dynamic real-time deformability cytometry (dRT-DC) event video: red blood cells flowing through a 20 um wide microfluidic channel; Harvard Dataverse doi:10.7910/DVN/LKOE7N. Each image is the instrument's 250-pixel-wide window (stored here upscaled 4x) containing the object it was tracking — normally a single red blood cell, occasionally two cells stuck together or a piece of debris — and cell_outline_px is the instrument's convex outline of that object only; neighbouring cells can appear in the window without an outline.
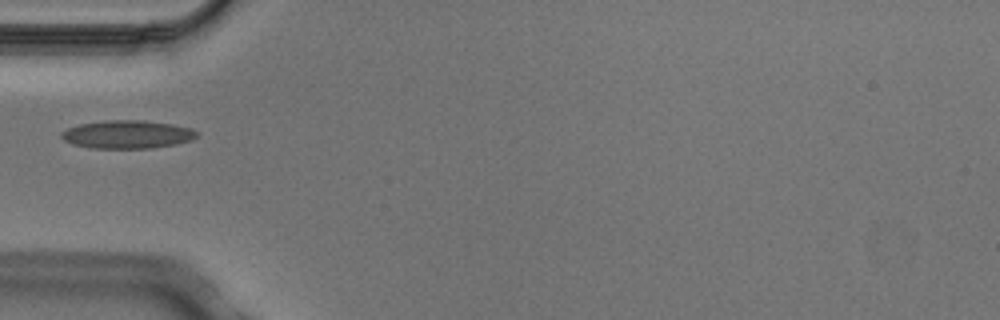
{"species": "Egyptian fruit bat (a non-hibernating species)", "species_latin": "Rousettus aegyptiacus", "temperature_condition": "cold", "stored_images_in_passage": 7, "camera_frame_rate_fps": 3000, "um_per_image_px": 0.085, "animal": {"sex": "male"}, "frame": {"image": 1, "passage_image": 3, "time_ms": 0.667, "image_size_px": [1000, 320], "cell_outline_px": [[200, 132], [192, 140], [176, 144], [152, 148], [88, 148], [72, 144], [64, 140], [60, 136], [60, 132], [68, 128], [80, 124], [104, 120], [144, 120], [172, 124], [192, 128]], "centroid_in_image_um": [10.83, 11.42], "position_along_channel_um": 74.2, "area_um2": 22.43}}
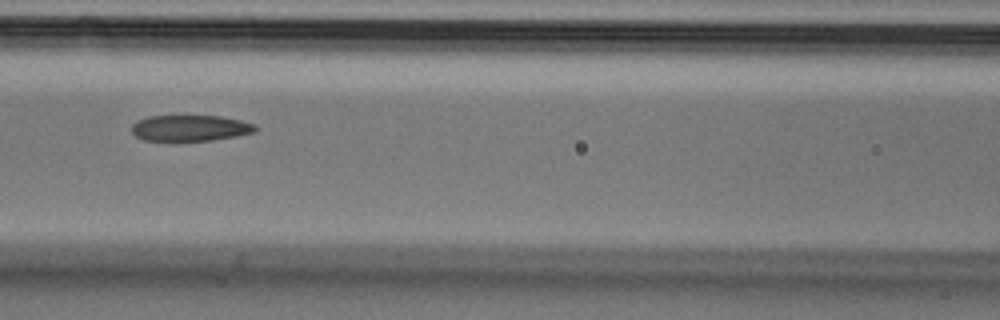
{"frame": {"image": 2, "passage_image": 5, "time_ms": 1.333, "image_size_px": [1000, 320], "cell_outline_px": [[256, 132], [236, 136], [212, 140], [144, 140], [136, 136], [132, 132], [132, 124], [136, 120], [148, 116], [220, 116], [240, 120], [256, 124]], "centroid_in_image_um": [16.17, 10.87], "position_along_channel_um": 150.4, "area_um2": 18.67}}
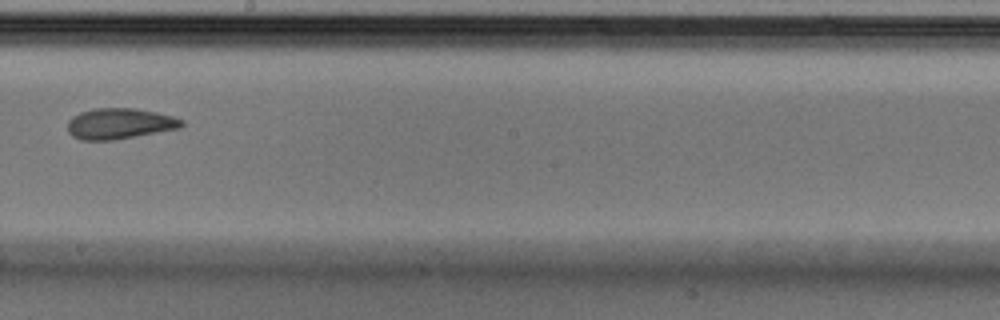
{"frame": {"image": 3, "passage_image": 7, "time_ms": 2.0, "image_size_px": [1000, 320], "cell_outline_px": [[184, 124], [180, 128], [116, 140], [80, 140], [72, 136], [68, 132], [68, 120], [72, 116], [80, 112], [96, 108], [136, 108], [156, 112], [172, 116], [184, 120]], "centroid_in_image_um": [10.16, 10.51], "position_along_channel_um": 238.0, "area_um2": 20.63}}